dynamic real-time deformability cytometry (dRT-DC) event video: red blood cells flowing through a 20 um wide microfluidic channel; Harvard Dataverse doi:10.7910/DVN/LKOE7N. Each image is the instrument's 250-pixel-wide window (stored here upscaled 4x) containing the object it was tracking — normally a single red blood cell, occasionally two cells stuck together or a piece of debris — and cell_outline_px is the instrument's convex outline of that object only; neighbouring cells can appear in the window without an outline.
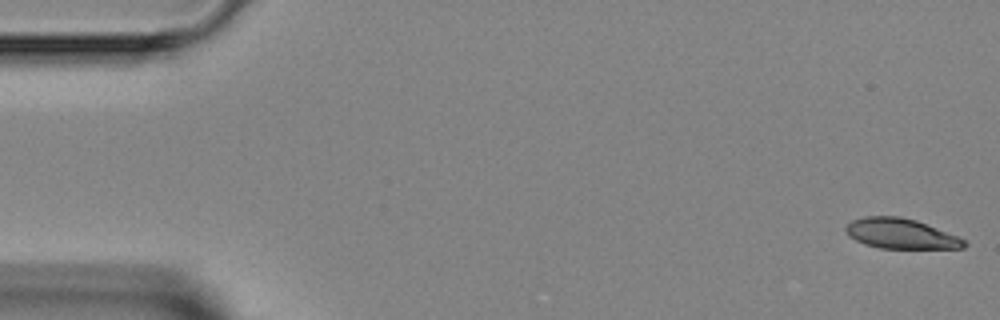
{"species": "Egyptian fruit bat (a non-hibernating species)", "species_latin": "Rousettus aegyptiacus", "temperature_condition": "room temperature", "stored_images_in_passage": 5, "segment_of_instrument_passage": [2, 2], "camera_frame_rate_fps": 3000, "um_per_image_px": 0.085, "animal": {"sex": "female"}, "frame": {"image": 1, "passage_image": 5, "time_ms": 5.333, "image_size_px": [1000, 320], "cell_outline_px": [[968, 244], [964, 248], [880, 248], [864, 244], [848, 236], [844, 228], [852, 220], [864, 216], [900, 216], [916, 220], [956, 236], [964, 240]], "centroid_in_image_um": [76.52, 19.86], "position_along_channel_um": 8.5, "area_um2": 20.63}}